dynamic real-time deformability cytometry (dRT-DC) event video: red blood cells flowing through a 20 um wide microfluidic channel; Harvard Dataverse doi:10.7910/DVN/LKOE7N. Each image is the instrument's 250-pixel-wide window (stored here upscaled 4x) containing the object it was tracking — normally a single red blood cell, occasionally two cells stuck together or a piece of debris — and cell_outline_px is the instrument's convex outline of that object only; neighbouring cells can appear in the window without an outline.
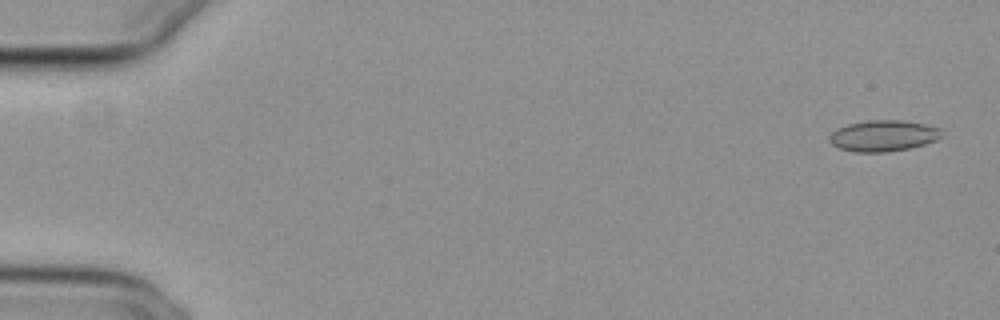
{"species": "common noctule bat (a hibernating species)", "species_latin": "Nyctalus noctula", "temperature_condition": "cold", "stored_images_in_passage": 12, "camera_frame_rate_fps": 3000, "um_per_image_px": 0.085, "animal": {"sex": "female", "body_mass_g": 29.2, "forearm_length_mm": 56.3}, "frame": {"image": 1, "passage_image": 2, "time_ms": 0.333, "image_size_px": [1000, 320], "cell_outline_px": [[944, 136], [936, 140], [924, 144], [908, 148], [888, 152], [852, 152], [840, 148], [832, 144], [828, 140], [828, 136], [836, 128], [848, 124], [872, 120], [904, 120], [924, 124], [940, 128]], "centroid_in_image_um": [75.07, 11.54], "position_along_channel_um": 9.9, "area_um2": 20.46}}